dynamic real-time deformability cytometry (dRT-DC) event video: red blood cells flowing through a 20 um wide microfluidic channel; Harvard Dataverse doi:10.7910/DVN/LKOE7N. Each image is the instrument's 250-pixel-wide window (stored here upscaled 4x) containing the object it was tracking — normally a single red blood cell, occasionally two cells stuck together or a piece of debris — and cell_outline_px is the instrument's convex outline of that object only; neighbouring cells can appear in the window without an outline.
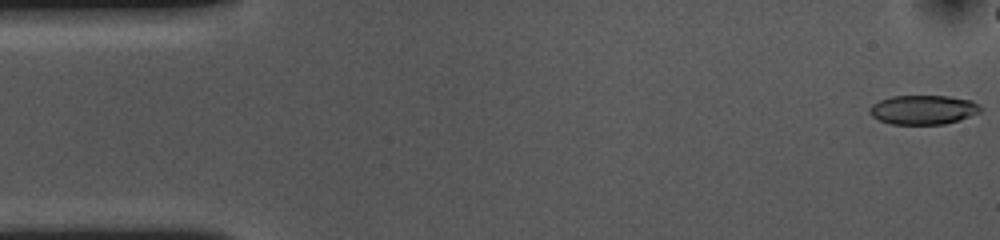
{"species": "common noctule bat (a hibernating species)", "species_latin": "Nyctalus noctula", "temperature_condition": "cold", "stored_images_in_passage": 43, "camera_frame_rate_fps": 3000, "um_per_image_px": 0.085, "animal": {"sex": "female", "body_mass_g": 10.0, "forearm_length_mm": 53.1}, "frame": {"image": 1, "passage_image": 1, "time_ms": 0.0, "image_size_px": [1000, 240], "cell_outline_px": [[980, 112], [960, 120], [944, 124], [892, 124], [880, 120], [872, 116], [868, 112], [872, 104], [880, 100], [892, 96], [948, 96], [972, 100], [980, 108]], "centroid_in_image_um": [78.46, 9.33], "position_along_channel_um": 6.5, "area_um2": 18.79}}
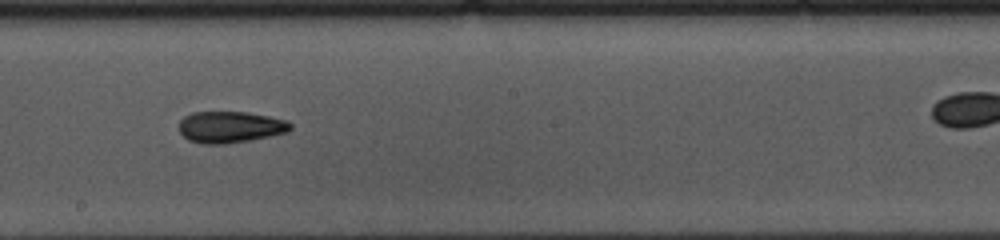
{"frame": {"image": 2, "passage_image": 29, "time_ms": 9.333, "image_size_px": [1000, 240], "cell_outline_px": [[292, 128], [288, 132], [248, 140], [224, 144], [200, 144], [188, 140], [180, 132], [180, 120], [184, 116], [192, 112], [248, 112], [288, 120], [292, 124]], "centroid_in_image_um": [19.57, 10.79], "position_along_channel_um": 228.6, "area_um2": 20.46}}
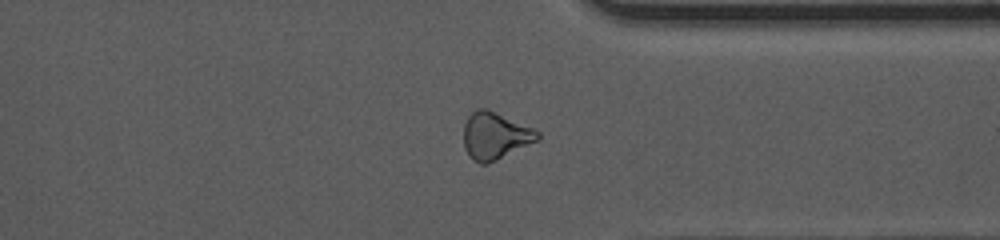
{"frame": {"image": 3, "passage_image": 41, "time_ms": 13.333, "image_size_px": [1000, 240], "cell_outline_px": [[540, 140], [488, 164], [480, 164], [472, 160], [468, 156], [464, 148], [464, 124], [468, 116], [476, 108], [488, 108], [536, 128], [540, 132]], "centroid_in_image_um": [42.11, 11.53], "position_along_channel_um": 369.3, "area_um2": 20.92}}